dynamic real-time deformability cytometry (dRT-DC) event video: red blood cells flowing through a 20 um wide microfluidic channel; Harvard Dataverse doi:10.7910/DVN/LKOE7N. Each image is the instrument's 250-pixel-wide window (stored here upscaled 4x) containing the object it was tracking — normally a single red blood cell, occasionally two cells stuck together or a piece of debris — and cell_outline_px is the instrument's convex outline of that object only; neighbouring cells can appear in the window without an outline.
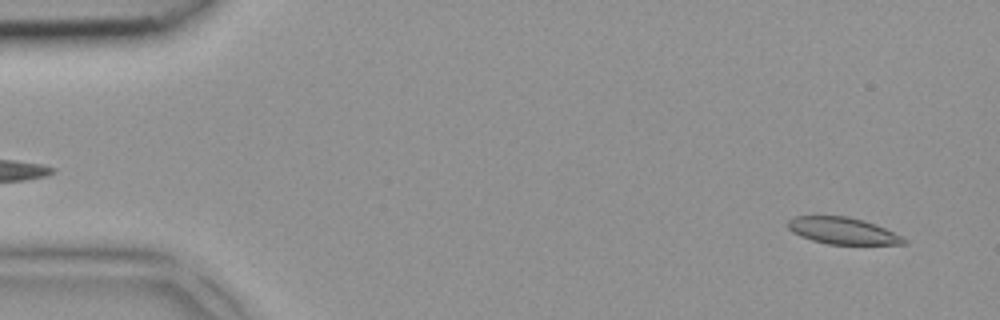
{"species": "common noctule bat (a hibernating species)", "species_latin": "Nyctalus noctula", "temperature_condition": "room temperature", "stored_images_in_passage": 4, "segment_of_instrument_passage": [2, 2], "camera_frame_rate_fps": 3000, "um_per_image_px": 0.085, "animal": {"sex": "female", "body_mass_g": 18.4}, "frame": {"image": 1, "passage_image": 4, "time_ms": 1.0, "image_size_px": [1000, 320], "cell_outline_px": [[908, 244], [828, 244], [812, 240], [800, 236], [792, 232], [788, 228], [788, 220], [796, 216], [848, 216], [864, 220], [876, 224], [908, 240]], "centroid_in_image_um": [71.62, 19.61], "position_along_channel_um": 13.4, "area_um2": 17.98}}